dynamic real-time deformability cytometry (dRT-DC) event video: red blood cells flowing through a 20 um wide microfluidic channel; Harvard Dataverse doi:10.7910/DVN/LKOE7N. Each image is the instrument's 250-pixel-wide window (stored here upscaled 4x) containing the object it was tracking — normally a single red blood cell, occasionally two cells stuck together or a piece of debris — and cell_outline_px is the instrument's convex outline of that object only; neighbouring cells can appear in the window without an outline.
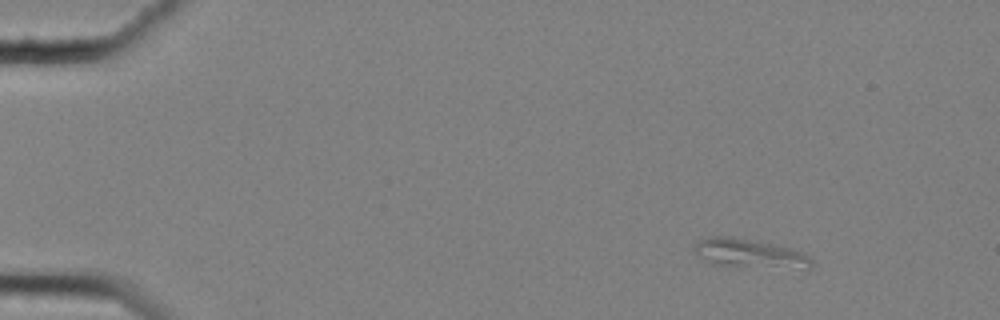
{"species": "common noctule bat (a hibernating species)", "species_latin": "Nyctalus noctula", "temperature_condition": "cold", "stored_images_in_passage": 12, "camera_frame_rate_fps": 3000, "um_per_image_px": 0.085, "animal": {"sex": "female", "body_mass_g": 25.1}, "frame": {"image": 1, "passage_image": 1, "time_ms": 0.0, "image_size_px": [1000, 320], "cell_outline_px": [[812, 268], [808, 272], [728, 268], [712, 264], [696, 256], [692, 248], [692, 244], [708, 236], [732, 236], [772, 244], [788, 248], [800, 252], [808, 256], [812, 260]], "centroid_in_image_um": [63.76, 21.65], "position_along_channel_um": 21.2, "area_um2": 21.68}}